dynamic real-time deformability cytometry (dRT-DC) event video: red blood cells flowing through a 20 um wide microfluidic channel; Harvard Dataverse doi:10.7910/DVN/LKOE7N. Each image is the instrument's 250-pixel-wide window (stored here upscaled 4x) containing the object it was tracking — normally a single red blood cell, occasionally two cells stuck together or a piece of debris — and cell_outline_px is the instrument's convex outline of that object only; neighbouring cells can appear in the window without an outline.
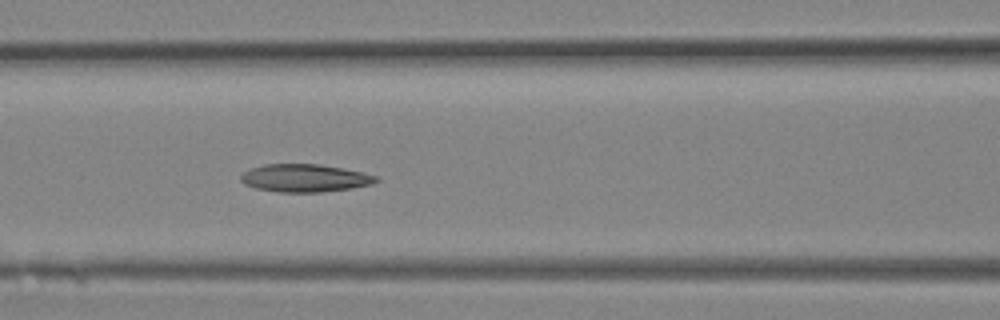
{"species": "Egyptian fruit bat (a non-hibernating species)", "species_latin": "Rousettus aegyptiacus", "temperature_condition": "room temperature", "stored_images_in_passage": 12, "camera_frame_rate_fps": 3000, "um_per_image_px": 0.085, "animal": {"sex": "female"}, "frame": {"image": 1, "passage_image": 12, "time_ms": 3.667, "image_size_px": [1000, 320], "cell_outline_px": [[380, 180], [372, 184], [352, 188], [320, 192], [280, 192], [256, 188], [244, 184], [240, 180], [240, 176], [244, 172], [252, 168], [264, 164], [320, 164], [344, 168], [364, 172], [380, 176]], "centroid_in_image_um": [25.96, 15.13], "position_along_channel_um": 140.6, "area_um2": 22.08}}